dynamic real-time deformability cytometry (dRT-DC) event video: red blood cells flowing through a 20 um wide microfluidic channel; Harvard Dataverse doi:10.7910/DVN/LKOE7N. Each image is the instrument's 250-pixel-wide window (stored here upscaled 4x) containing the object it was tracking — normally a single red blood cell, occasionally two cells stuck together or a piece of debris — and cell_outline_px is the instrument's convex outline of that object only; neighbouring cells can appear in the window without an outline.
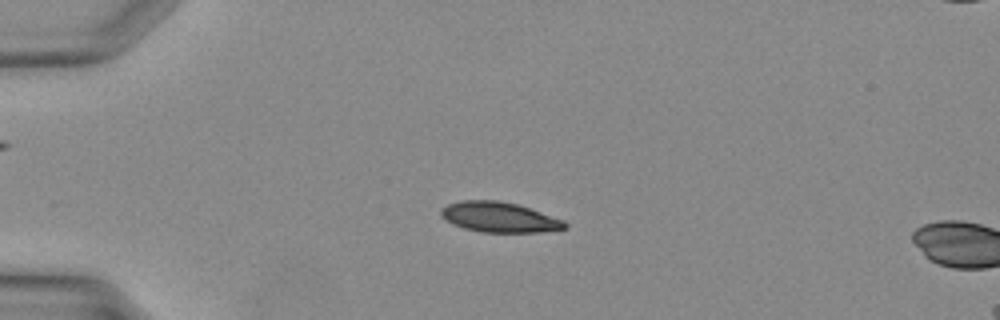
{"species": "Egyptian fruit bat (a non-hibernating species)", "species_latin": "Rousettus aegyptiacus", "temperature_condition": "warm", "stored_images_in_passage": 4, "camera_frame_rate_fps": 3000, "um_per_image_px": 0.085, "animal": {"sex": "female"}, "frame": {"image": 1, "passage_image": 2, "time_ms": 0.333, "image_size_px": [1000, 320], "cell_outline_px": [[568, 228], [540, 232], [480, 232], [464, 228], [452, 224], [444, 220], [440, 216], [440, 208], [448, 204], [464, 200], [496, 200], [516, 204], [564, 220], [568, 224]], "centroid_in_image_um": [42.4, 18.47], "position_along_channel_um": 42.6, "area_um2": 21.79}}